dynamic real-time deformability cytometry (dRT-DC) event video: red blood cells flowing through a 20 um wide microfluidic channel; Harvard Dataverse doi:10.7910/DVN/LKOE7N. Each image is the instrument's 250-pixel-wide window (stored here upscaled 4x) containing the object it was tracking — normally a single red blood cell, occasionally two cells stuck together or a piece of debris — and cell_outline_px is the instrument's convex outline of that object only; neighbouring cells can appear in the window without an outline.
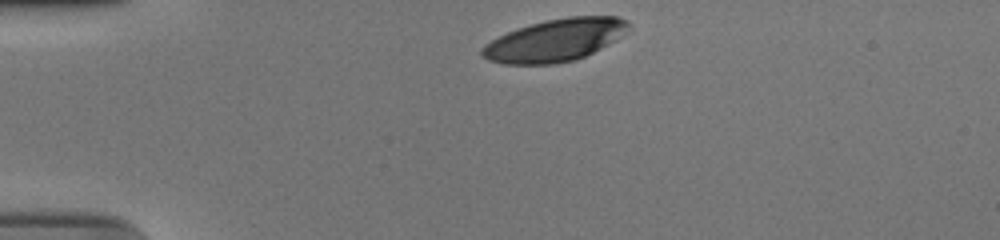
{"species": "human", "species_latin": "Homo sapiens", "temperature_condition": "cold", "stored_images_in_passage": 34, "camera_frame_rate_fps": 3000, "um_per_image_px": 0.085, "donor": {"sex": "male"}, "frame": {"image": 1, "passage_image": 1, "time_ms": 0.0, "image_size_px": [1000, 240], "cell_outline_px": [[632, 24], [624, 36], [576, 60], [552, 64], [504, 64], [488, 60], [480, 56], [480, 48], [484, 44], [516, 28], [548, 20], [568, 16], [616, 16], [628, 20]], "centroid_in_image_um": [47.2, 3.41], "position_along_channel_um": 37.8, "area_um2": 36.3}}
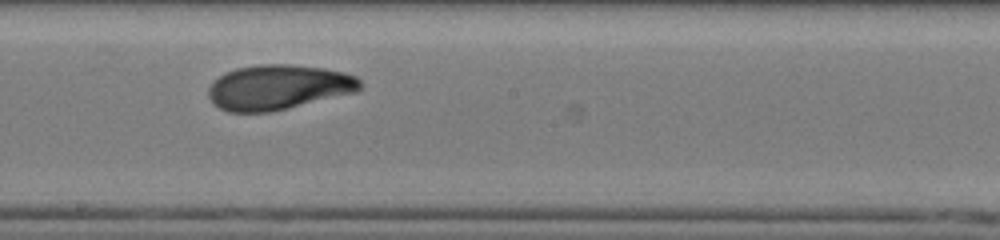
{"frame": {"image": 2, "passage_image": 20, "time_ms": 6.333, "image_size_px": [1000, 240], "cell_outline_px": [[360, 88], [356, 92], [272, 112], [228, 112], [212, 104], [208, 96], [208, 88], [212, 80], [224, 72], [236, 68], [260, 64], [292, 64], [324, 68], [344, 72], [356, 76], [360, 80]], "centroid_in_image_um": [23.61, 7.41], "position_along_channel_um": 224.6, "area_um2": 40.11}}
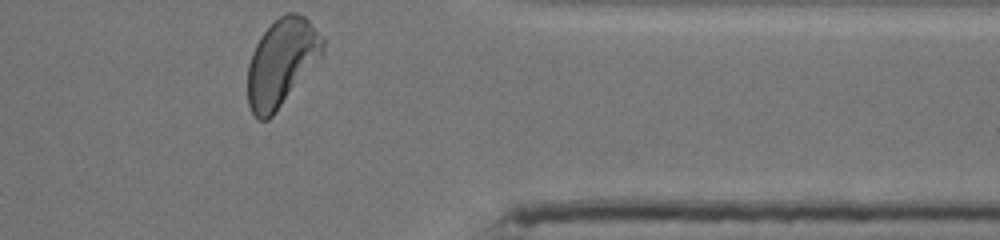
{"frame": {"image": 3, "passage_image": 34, "time_ms": 11.0, "image_size_px": [1000, 240], "cell_outline_px": [[324, 52], [272, 116], [268, 120], [256, 120], [248, 104], [248, 64], [252, 52], [260, 36], [280, 16], [288, 12], [296, 12], [304, 16], [324, 36]], "centroid_in_image_um": [23.93, 5.29], "position_along_channel_um": 387.5, "area_um2": 37.8}, "authors_computed_cell_mechanics": {"area_um2": 38.9283, "velocity_mm_per_s": 3.7247, "shape_relaxation_time_tau1_ms": 4.3488, "shape_relaxation_time_tau2_ms": 2.7474, "deformation_change_tau1": 0.1821, "deformation_change_tau2": 0.0707}}